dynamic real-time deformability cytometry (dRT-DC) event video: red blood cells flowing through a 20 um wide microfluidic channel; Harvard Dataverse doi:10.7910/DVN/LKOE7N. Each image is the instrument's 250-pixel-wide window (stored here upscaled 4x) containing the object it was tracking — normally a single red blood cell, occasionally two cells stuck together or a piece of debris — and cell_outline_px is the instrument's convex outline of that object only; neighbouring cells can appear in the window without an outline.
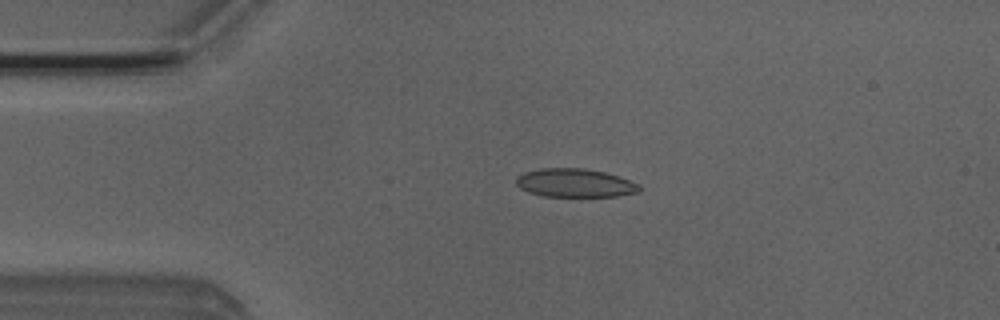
{"species": "Egyptian fruit bat (a non-hibernating species)", "species_latin": "Rousettus aegyptiacus", "temperature_condition": "room temperature", "stored_images_in_passage": 51, "camera_frame_rate_fps": 3000, "um_per_image_px": 0.085, "animal": {"sex": "male"}, "frame": {"image": 1, "passage_image": 11, "time_ms": 3.333, "image_size_px": [1000, 320], "cell_outline_px": [[640, 192], [616, 196], [544, 196], [528, 192], [520, 188], [516, 184], [516, 176], [524, 172], [540, 168], [584, 168], [604, 172], [620, 176], [640, 184]], "centroid_in_image_um": [48.87, 15.54], "position_along_channel_um": 36.1, "area_um2": 20.58}}
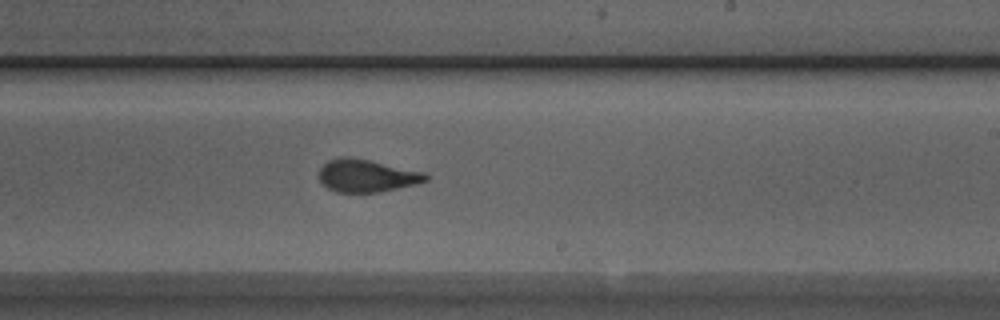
{"frame": {"image": 2, "passage_image": 30, "time_ms": 9.667, "image_size_px": [1000, 320], "cell_outline_px": [[428, 180], [416, 184], [380, 192], [336, 192], [320, 184], [320, 168], [328, 160], [340, 156], [348, 156], [368, 160], [424, 172], [428, 176]], "centroid_in_image_um": [31.14, 14.94], "position_along_channel_um": 257.9, "area_um2": 20.23}}
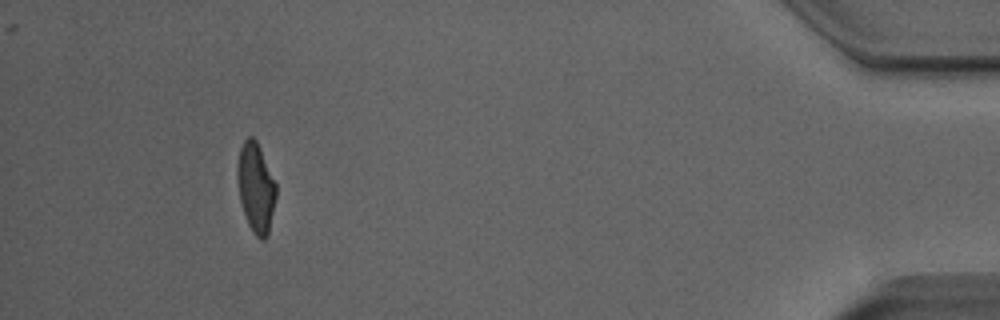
{"frame": {"image": 3, "passage_image": 47, "time_ms": 15.333, "image_size_px": [1000, 320], "cell_outline_px": [[276, 196], [268, 236], [264, 240], [260, 240], [252, 232], [248, 224], [240, 200], [236, 176], [236, 164], [240, 148], [244, 140], [248, 136], [252, 136], [256, 140], [260, 148], [276, 184]], "centroid_in_image_um": [21.73, 15.95], "position_along_channel_um": 413.5, "area_um2": 20.29}, "authors_computed_cell_mechanics": {"area_um2": 20.808, "velocity_mm_per_s": 3.9953, "shape_relaxation_time_tau1_ms": 8.4752, "shape_relaxation_time_tau2_ms": 0.9295, "deformation_change_tau1": 0.2432, "deformation_change_tau2": 0.0793}}